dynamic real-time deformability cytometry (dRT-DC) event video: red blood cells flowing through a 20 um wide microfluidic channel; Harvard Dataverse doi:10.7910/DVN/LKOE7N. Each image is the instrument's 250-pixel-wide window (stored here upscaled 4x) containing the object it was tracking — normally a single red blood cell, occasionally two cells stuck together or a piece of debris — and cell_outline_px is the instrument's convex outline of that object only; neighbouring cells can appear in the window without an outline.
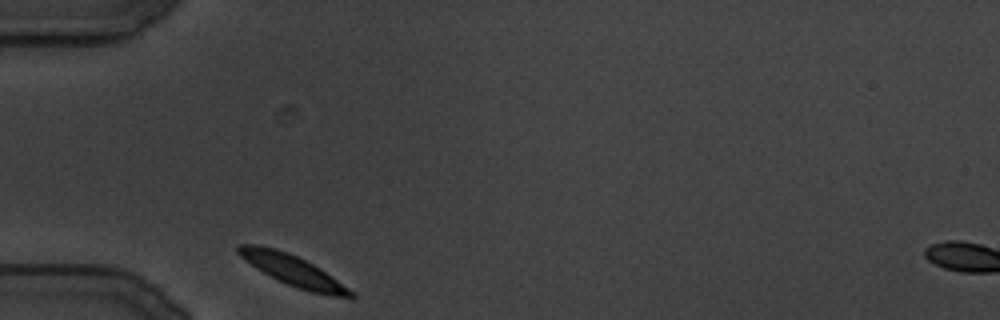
{"species": "common noctule bat (a hibernating species)", "species_latin": "Nyctalus noctula", "temperature_condition": "cold", "stored_images_in_passage": 33, "camera_frame_rate_fps": 3000, "um_per_image_px": 0.085, "animal": {"sex": "male", "body_mass_g": 19.5, "forearm_length_mm": 54.6}, "frame": {"image": 1, "passage_image": 2, "time_ms": 0.333, "image_size_px": [1000, 320], "cell_outline_px": [[356, 296], [352, 300], [312, 292], [288, 284], [256, 268], [244, 260], [236, 252], [236, 248], [240, 244], [256, 244], [276, 248], [288, 252], [320, 268], [356, 292]], "centroid_in_image_um": [24.96, 23.0], "position_along_channel_um": 60.0, "area_um2": 20.11}}
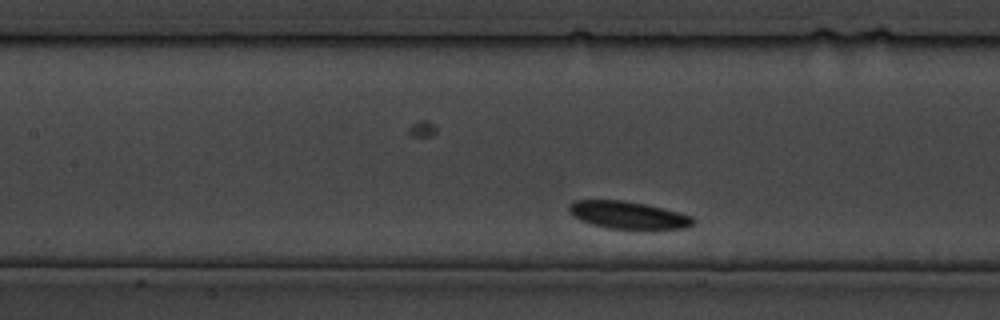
{"frame": {"image": 2, "passage_image": 24, "time_ms": 7.667, "image_size_px": [1000, 320], "cell_outline_px": [[696, 224], [688, 228], [608, 228], [592, 224], [580, 220], [572, 216], [568, 212], [568, 208], [576, 200], [624, 200], [664, 208], [692, 216], [696, 220]], "centroid_in_image_um": [53.41, 18.27], "position_along_channel_um": 154.0, "area_um2": 19.71}}
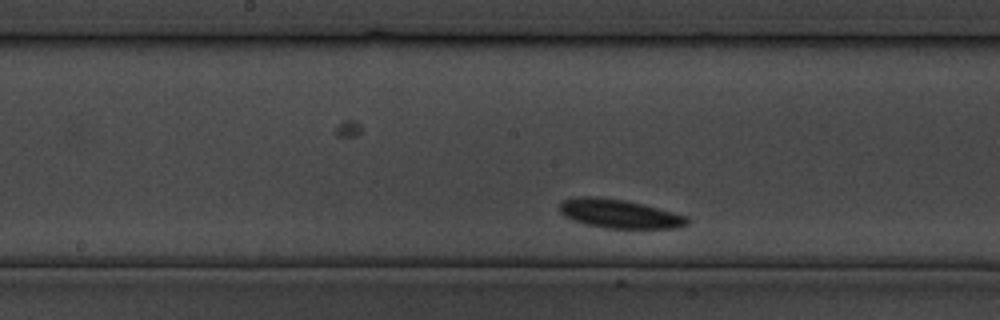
{"frame": {"image": 3, "passage_image": 33, "time_ms": 10.667, "image_size_px": [1000, 320], "cell_outline_px": [[688, 224], [680, 228], [604, 228], [584, 224], [572, 220], [564, 216], [560, 212], [560, 204], [564, 200], [576, 196], [596, 196], [624, 200], [644, 204], [688, 216]], "centroid_in_image_um": [52.64, 18.17], "position_along_channel_um": 195.6, "area_um2": 21.62}}